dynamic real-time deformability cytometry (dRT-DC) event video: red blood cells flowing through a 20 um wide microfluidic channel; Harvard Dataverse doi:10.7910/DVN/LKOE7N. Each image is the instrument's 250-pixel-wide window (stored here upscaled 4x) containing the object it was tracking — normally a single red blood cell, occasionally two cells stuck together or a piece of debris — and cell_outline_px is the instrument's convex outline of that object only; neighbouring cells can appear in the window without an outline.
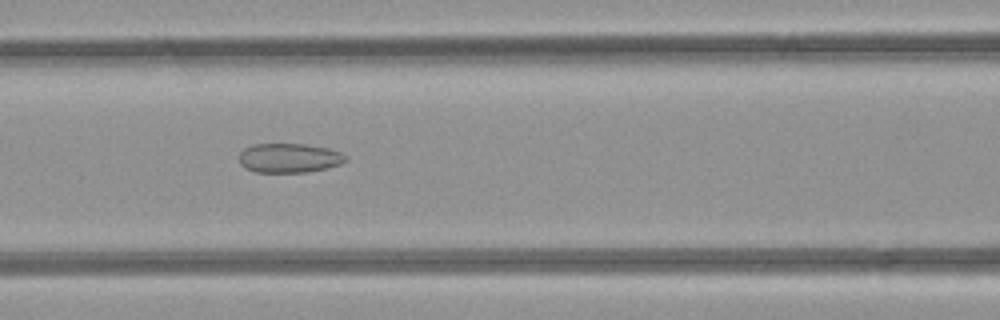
{"species": "common noctule bat (a hibernating species)", "species_latin": "Nyctalus noctula", "temperature_condition": "room temperature", "stored_images_in_passage": 42, "camera_frame_rate_fps": 3000, "um_per_image_px": 0.085, "animal": {"sex": "female", "body_mass_g": 21.9}, "frame": {"image": 1, "passage_image": 21, "time_ms": 6.667, "image_size_px": [1000, 320], "cell_outline_px": [[348, 160], [340, 164], [328, 168], [308, 172], [256, 172], [244, 168], [240, 164], [240, 152], [244, 148], [252, 144], [308, 144], [328, 148], [340, 152], [348, 156]], "centroid_in_image_um": [24.6, 13.43], "position_along_channel_um": 142.0, "area_um2": 18.44}}
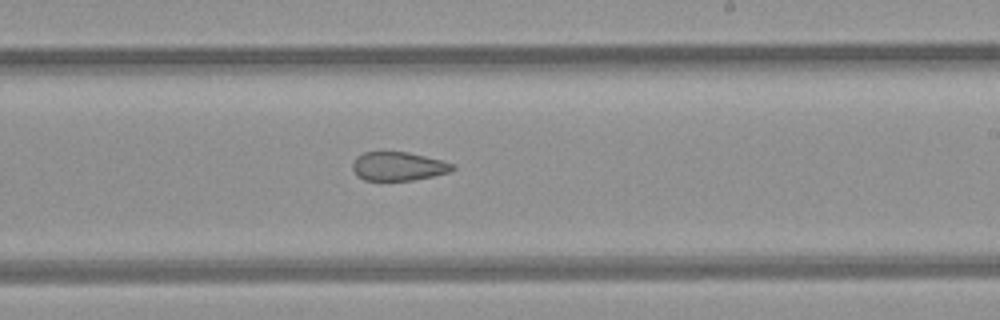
{"frame": {"image": 2, "passage_image": 29, "time_ms": 9.333, "image_size_px": [1000, 320], "cell_outline_px": [[456, 168], [452, 172], [412, 180], [364, 180], [352, 168], [352, 164], [356, 156], [364, 152], [408, 152], [456, 164]], "centroid_in_image_um": [33.89, 14.13], "position_along_channel_um": 255.1, "area_um2": 16.65}}
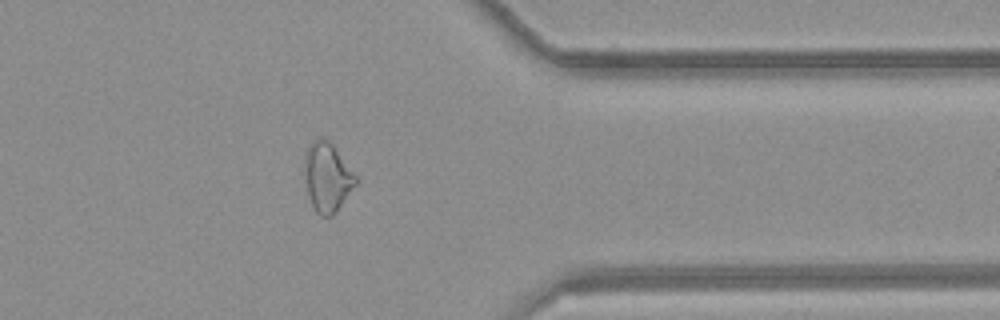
{"frame": {"image": 3, "passage_image": 39, "time_ms": 12.667, "image_size_px": [1000, 320], "cell_outline_px": [[356, 184], [336, 212], [332, 216], [320, 216], [316, 212], [312, 204], [304, 180], [304, 152], [320, 136], [328, 140], [332, 144], [356, 176]], "centroid_in_image_um": [27.79, 15.07], "position_along_channel_um": 383.6, "area_um2": 20.35}}